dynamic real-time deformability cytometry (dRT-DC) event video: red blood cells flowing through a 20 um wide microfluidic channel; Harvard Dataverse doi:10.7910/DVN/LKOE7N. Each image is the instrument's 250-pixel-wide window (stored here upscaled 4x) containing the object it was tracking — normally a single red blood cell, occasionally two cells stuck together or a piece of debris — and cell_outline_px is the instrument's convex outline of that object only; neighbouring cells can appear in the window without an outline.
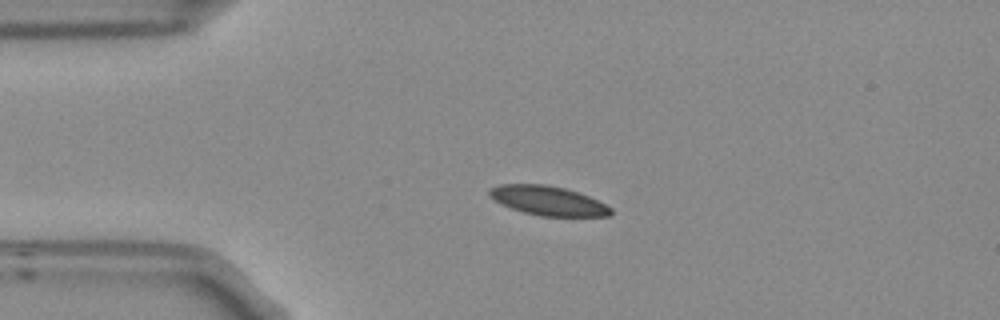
{"species": "Egyptian fruit bat (a non-hibernating species)", "species_latin": "Rousettus aegyptiacus", "temperature_condition": "room temperature", "stored_images_in_passage": 4, "camera_frame_rate_fps": 3000, "um_per_image_px": 0.085, "frame": {"image": 1, "passage_image": 3, "time_ms": 0.667, "image_size_px": [1000, 320], "cell_outline_px": [[612, 212], [608, 216], [540, 216], [524, 212], [512, 208], [488, 196], [488, 192], [492, 188], [500, 184], [544, 184], [564, 188], [588, 196], [612, 208]], "centroid_in_image_um": [46.58, 17.06], "position_along_channel_um": 38.4, "area_um2": 20.35}}